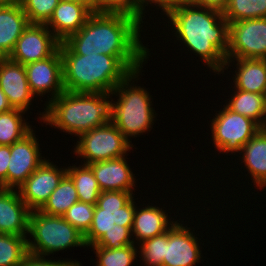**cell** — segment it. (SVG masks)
Instances as JSON below:
<instances>
[{
	"instance_id": "obj_1",
	"label": "cell",
	"mask_w": 266,
	"mask_h": 266,
	"mask_svg": "<svg viewBox=\"0 0 266 266\" xmlns=\"http://www.w3.org/2000/svg\"><path fill=\"white\" fill-rule=\"evenodd\" d=\"M166 17L168 26L172 24V33L175 32L173 37L201 57L210 71L223 75L229 47V22L222 12L187 2Z\"/></svg>"
},
{
	"instance_id": "obj_2",
	"label": "cell",
	"mask_w": 266,
	"mask_h": 266,
	"mask_svg": "<svg viewBox=\"0 0 266 266\" xmlns=\"http://www.w3.org/2000/svg\"><path fill=\"white\" fill-rule=\"evenodd\" d=\"M141 24L128 14L94 11L64 43L78 55H150L140 39Z\"/></svg>"
},
{
	"instance_id": "obj_3",
	"label": "cell",
	"mask_w": 266,
	"mask_h": 266,
	"mask_svg": "<svg viewBox=\"0 0 266 266\" xmlns=\"http://www.w3.org/2000/svg\"><path fill=\"white\" fill-rule=\"evenodd\" d=\"M59 49L63 86L70 92L111 93L131 72L143 68L150 56L78 55L64 42H60Z\"/></svg>"
},
{
	"instance_id": "obj_4",
	"label": "cell",
	"mask_w": 266,
	"mask_h": 266,
	"mask_svg": "<svg viewBox=\"0 0 266 266\" xmlns=\"http://www.w3.org/2000/svg\"><path fill=\"white\" fill-rule=\"evenodd\" d=\"M110 100V93L65 90L45 105V111L40 112L39 120L46 126L77 137L110 120Z\"/></svg>"
},
{
	"instance_id": "obj_5",
	"label": "cell",
	"mask_w": 266,
	"mask_h": 266,
	"mask_svg": "<svg viewBox=\"0 0 266 266\" xmlns=\"http://www.w3.org/2000/svg\"><path fill=\"white\" fill-rule=\"evenodd\" d=\"M142 72V68L131 72L110 93L111 97H119L117 102L112 98L110 100V121L133 147L131 137H140L143 133L150 132L157 115L155 108H152L153 98L147 88L134 84L141 78L139 76Z\"/></svg>"
},
{
	"instance_id": "obj_6",
	"label": "cell",
	"mask_w": 266,
	"mask_h": 266,
	"mask_svg": "<svg viewBox=\"0 0 266 266\" xmlns=\"http://www.w3.org/2000/svg\"><path fill=\"white\" fill-rule=\"evenodd\" d=\"M28 236V253L36 256L46 257L72 247L87 248L84 235L63 216H51L39 210L30 212Z\"/></svg>"
},
{
	"instance_id": "obj_7",
	"label": "cell",
	"mask_w": 266,
	"mask_h": 266,
	"mask_svg": "<svg viewBox=\"0 0 266 266\" xmlns=\"http://www.w3.org/2000/svg\"><path fill=\"white\" fill-rule=\"evenodd\" d=\"M133 192L103 191L95 205L93 221L84 235L86 246L94 245L113 227H132L136 210Z\"/></svg>"
},
{
	"instance_id": "obj_8",
	"label": "cell",
	"mask_w": 266,
	"mask_h": 266,
	"mask_svg": "<svg viewBox=\"0 0 266 266\" xmlns=\"http://www.w3.org/2000/svg\"><path fill=\"white\" fill-rule=\"evenodd\" d=\"M78 137L73 152L78 158L84 159L81 163L86 165L126 156L133 148L110 120Z\"/></svg>"
},
{
	"instance_id": "obj_9",
	"label": "cell",
	"mask_w": 266,
	"mask_h": 266,
	"mask_svg": "<svg viewBox=\"0 0 266 266\" xmlns=\"http://www.w3.org/2000/svg\"><path fill=\"white\" fill-rule=\"evenodd\" d=\"M214 115L209 121L211 137L217 152L222 154L240 153L244 144L262 128L254 120L231 111L225 105Z\"/></svg>"
},
{
	"instance_id": "obj_10",
	"label": "cell",
	"mask_w": 266,
	"mask_h": 266,
	"mask_svg": "<svg viewBox=\"0 0 266 266\" xmlns=\"http://www.w3.org/2000/svg\"><path fill=\"white\" fill-rule=\"evenodd\" d=\"M226 59H266V17L229 23Z\"/></svg>"
},
{
	"instance_id": "obj_11",
	"label": "cell",
	"mask_w": 266,
	"mask_h": 266,
	"mask_svg": "<svg viewBox=\"0 0 266 266\" xmlns=\"http://www.w3.org/2000/svg\"><path fill=\"white\" fill-rule=\"evenodd\" d=\"M59 45L60 41L45 24H29L8 58L25 66L52 56Z\"/></svg>"
},
{
	"instance_id": "obj_12",
	"label": "cell",
	"mask_w": 266,
	"mask_h": 266,
	"mask_svg": "<svg viewBox=\"0 0 266 266\" xmlns=\"http://www.w3.org/2000/svg\"><path fill=\"white\" fill-rule=\"evenodd\" d=\"M36 130L10 146L7 188L17 189L47 159L42 157ZM43 158V159H42Z\"/></svg>"
},
{
	"instance_id": "obj_13",
	"label": "cell",
	"mask_w": 266,
	"mask_h": 266,
	"mask_svg": "<svg viewBox=\"0 0 266 266\" xmlns=\"http://www.w3.org/2000/svg\"><path fill=\"white\" fill-rule=\"evenodd\" d=\"M50 159H46L27 179L18 187L21 199L32 210H39L48 200L51 193L67 174V167L58 168Z\"/></svg>"
},
{
	"instance_id": "obj_14",
	"label": "cell",
	"mask_w": 266,
	"mask_h": 266,
	"mask_svg": "<svg viewBox=\"0 0 266 266\" xmlns=\"http://www.w3.org/2000/svg\"><path fill=\"white\" fill-rule=\"evenodd\" d=\"M24 68L32 94L36 97H42L45 94L51 96L50 98L47 96L48 100L45 104L65 91L60 49L44 60L26 64Z\"/></svg>"
},
{
	"instance_id": "obj_15",
	"label": "cell",
	"mask_w": 266,
	"mask_h": 266,
	"mask_svg": "<svg viewBox=\"0 0 266 266\" xmlns=\"http://www.w3.org/2000/svg\"><path fill=\"white\" fill-rule=\"evenodd\" d=\"M178 221L168 229L163 266H196L203 259L199 238L193 233L192 227Z\"/></svg>"
},
{
	"instance_id": "obj_16",
	"label": "cell",
	"mask_w": 266,
	"mask_h": 266,
	"mask_svg": "<svg viewBox=\"0 0 266 266\" xmlns=\"http://www.w3.org/2000/svg\"><path fill=\"white\" fill-rule=\"evenodd\" d=\"M0 88L12 108L26 113L36 97L30 91L24 65L11 61L8 57L0 58Z\"/></svg>"
},
{
	"instance_id": "obj_17",
	"label": "cell",
	"mask_w": 266,
	"mask_h": 266,
	"mask_svg": "<svg viewBox=\"0 0 266 266\" xmlns=\"http://www.w3.org/2000/svg\"><path fill=\"white\" fill-rule=\"evenodd\" d=\"M93 12L87 3L60 1L45 25L60 42H64L85 25Z\"/></svg>"
},
{
	"instance_id": "obj_18",
	"label": "cell",
	"mask_w": 266,
	"mask_h": 266,
	"mask_svg": "<svg viewBox=\"0 0 266 266\" xmlns=\"http://www.w3.org/2000/svg\"><path fill=\"white\" fill-rule=\"evenodd\" d=\"M127 156L89 164L101 191H126L135 193L136 176Z\"/></svg>"
},
{
	"instance_id": "obj_19",
	"label": "cell",
	"mask_w": 266,
	"mask_h": 266,
	"mask_svg": "<svg viewBox=\"0 0 266 266\" xmlns=\"http://www.w3.org/2000/svg\"><path fill=\"white\" fill-rule=\"evenodd\" d=\"M30 212L17 189L0 188V233L28 236Z\"/></svg>"
},
{
	"instance_id": "obj_20",
	"label": "cell",
	"mask_w": 266,
	"mask_h": 266,
	"mask_svg": "<svg viewBox=\"0 0 266 266\" xmlns=\"http://www.w3.org/2000/svg\"><path fill=\"white\" fill-rule=\"evenodd\" d=\"M139 208L136 204L133 226L131 229L134 244L153 238L156 235L166 232L176 221L169 217L166 210L156 205L144 204ZM173 219V220H172ZM134 235V236H133ZM135 237V238H134ZM136 240V242H135Z\"/></svg>"
},
{
	"instance_id": "obj_21",
	"label": "cell",
	"mask_w": 266,
	"mask_h": 266,
	"mask_svg": "<svg viewBox=\"0 0 266 266\" xmlns=\"http://www.w3.org/2000/svg\"><path fill=\"white\" fill-rule=\"evenodd\" d=\"M232 62L233 65L236 62L232 77L235 89L257 94L266 93V59H226L224 70L233 66Z\"/></svg>"
},
{
	"instance_id": "obj_22",
	"label": "cell",
	"mask_w": 266,
	"mask_h": 266,
	"mask_svg": "<svg viewBox=\"0 0 266 266\" xmlns=\"http://www.w3.org/2000/svg\"><path fill=\"white\" fill-rule=\"evenodd\" d=\"M30 24L22 5H0V58L9 57Z\"/></svg>"
},
{
	"instance_id": "obj_23",
	"label": "cell",
	"mask_w": 266,
	"mask_h": 266,
	"mask_svg": "<svg viewBox=\"0 0 266 266\" xmlns=\"http://www.w3.org/2000/svg\"><path fill=\"white\" fill-rule=\"evenodd\" d=\"M242 156L241 162L248 171L253 185L256 189L266 187V128H261L251 139L242 147L239 153Z\"/></svg>"
},
{
	"instance_id": "obj_24",
	"label": "cell",
	"mask_w": 266,
	"mask_h": 266,
	"mask_svg": "<svg viewBox=\"0 0 266 266\" xmlns=\"http://www.w3.org/2000/svg\"><path fill=\"white\" fill-rule=\"evenodd\" d=\"M225 106L231 111L241 114L257 122L265 128L264 94H257L235 89ZM229 100V101H228Z\"/></svg>"
},
{
	"instance_id": "obj_25",
	"label": "cell",
	"mask_w": 266,
	"mask_h": 266,
	"mask_svg": "<svg viewBox=\"0 0 266 266\" xmlns=\"http://www.w3.org/2000/svg\"><path fill=\"white\" fill-rule=\"evenodd\" d=\"M67 175L74 182L80 202L96 205L102 192L89 165L81 164L67 167Z\"/></svg>"
},
{
	"instance_id": "obj_26",
	"label": "cell",
	"mask_w": 266,
	"mask_h": 266,
	"mask_svg": "<svg viewBox=\"0 0 266 266\" xmlns=\"http://www.w3.org/2000/svg\"><path fill=\"white\" fill-rule=\"evenodd\" d=\"M78 201L74 182L66 174L39 211L51 216H63Z\"/></svg>"
},
{
	"instance_id": "obj_27",
	"label": "cell",
	"mask_w": 266,
	"mask_h": 266,
	"mask_svg": "<svg viewBox=\"0 0 266 266\" xmlns=\"http://www.w3.org/2000/svg\"><path fill=\"white\" fill-rule=\"evenodd\" d=\"M24 114L16 108L0 113V145L11 146L33 130Z\"/></svg>"
},
{
	"instance_id": "obj_28",
	"label": "cell",
	"mask_w": 266,
	"mask_h": 266,
	"mask_svg": "<svg viewBox=\"0 0 266 266\" xmlns=\"http://www.w3.org/2000/svg\"><path fill=\"white\" fill-rule=\"evenodd\" d=\"M229 22L266 17V0H228L222 12Z\"/></svg>"
},
{
	"instance_id": "obj_29",
	"label": "cell",
	"mask_w": 266,
	"mask_h": 266,
	"mask_svg": "<svg viewBox=\"0 0 266 266\" xmlns=\"http://www.w3.org/2000/svg\"><path fill=\"white\" fill-rule=\"evenodd\" d=\"M136 244L123 246L120 248L107 249L104 247H91L96 254L95 266H133L137 261L138 247Z\"/></svg>"
},
{
	"instance_id": "obj_30",
	"label": "cell",
	"mask_w": 266,
	"mask_h": 266,
	"mask_svg": "<svg viewBox=\"0 0 266 266\" xmlns=\"http://www.w3.org/2000/svg\"><path fill=\"white\" fill-rule=\"evenodd\" d=\"M27 254V236L0 233V266H19Z\"/></svg>"
},
{
	"instance_id": "obj_31",
	"label": "cell",
	"mask_w": 266,
	"mask_h": 266,
	"mask_svg": "<svg viewBox=\"0 0 266 266\" xmlns=\"http://www.w3.org/2000/svg\"><path fill=\"white\" fill-rule=\"evenodd\" d=\"M168 242V230L138 244L140 258L146 266H163L165 244Z\"/></svg>"
},
{
	"instance_id": "obj_32",
	"label": "cell",
	"mask_w": 266,
	"mask_h": 266,
	"mask_svg": "<svg viewBox=\"0 0 266 266\" xmlns=\"http://www.w3.org/2000/svg\"><path fill=\"white\" fill-rule=\"evenodd\" d=\"M60 0H22L21 5L30 24H46Z\"/></svg>"
},
{
	"instance_id": "obj_33",
	"label": "cell",
	"mask_w": 266,
	"mask_h": 266,
	"mask_svg": "<svg viewBox=\"0 0 266 266\" xmlns=\"http://www.w3.org/2000/svg\"><path fill=\"white\" fill-rule=\"evenodd\" d=\"M94 210L95 205L78 201L66 211L63 218L85 235L91 227Z\"/></svg>"
},
{
	"instance_id": "obj_34",
	"label": "cell",
	"mask_w": 266,
	"mask_h": 266,
	"mask_svg": "<svg viewBox=\"0 0 266 266\" xmlns=\"http://www.w3.org/2000/svg\"><path fill=\"white\" fill-rule=\"evenodd\" d=\"M93 11L124 13L135 17L141 22L139 0H93Z\"/></svg>"
},
{
	"instance_id": "obj_35",
	"label": "cell",
	"mask_w": 266,
	"mask_h": 266,
	"mask_svg": "<svg viewBox=\"0 0 266 266\" xmlns=\"http://www.w3.org/2000/svg\"><path fill=\"white\" fill-rule=\"evenodd\" d=\"M132 227H113L92 246L90 247H104L107 249L120 248L127 245L134 244L131 234Z\"/></svg>"
},
{
	"instance_id": "obj_36",
	"label": "cell",
	"mask_w": 266,
	"mask_h": 266,
	"mask_svg": "<svg viewBox=\"0 0 266 266\" xmlns=\"http://www.w3.org/2000/svg\"><path fill=\"white\" fill-rule=\"evenodd\" d=\"M46 257L36 256L28 253L22 263L19 266H70L82 264L76 259L73 261L72 259H63L60 258L57 260L45 259Z\"/></svg>"
},
{
	"instance_id": "obj_37",
	"label": "cell",
	"mask_w": 266,
	"mask_h": 266,
	"mask_svg": "<svg viewBox=\"0 0 266 266\" xmlns=\"http://www.w3.org/2000/svg\"><path fill=\"white\" fill-rule=\"evenodd\" d=\"M140 1V7H141V23H143L144 21V15H145V8L146 6L148 7L149 4L151 6H153L152 4H154L155 6L159 7V9H161L163 13V15H168L171 11L179 8L181 5L189 2V0H139Z\"/></svg>"
},
{
	"instance_id": "obj_38",
	"label": "cell",
	"mask_w": 266,
	"mask_h": 266,
	"mask_svg": "<svg viewBox=\"0 0 266 266\" xmlns=\"http://www.w3.org/2000/svg\"><path fill=\"white\" fill-rule=\"evenodd\" d=\"M10 146L0 145V187L7 188V169L10 161Z\"/></svg>"
},
{
	"instance_id": "obj_39",
	"label": "cell",
	"mask_w": 266,
	"mask_h": 266,
	"mask_svg": "<svg viewBox=\"0 0 266 266\" xmlns=\"http://www.w3.org/2000/svg\"><path fill=\"white\" fill-rule=\"evenodd\" d=\"M189 2L196 6L212 8L223 12L228 0H189Z\"/></svg>"
},
{
	"instance_id": "obj_40",
	"label": "cell",
	"mask_w": 266,
	"mask_h": 266,
	"mask_svg": "<svg viewBox=\"0 0 266 266\" xmlns=\"http://www.w3.org/2000/svg\"><path fill=\"white\" fill-rule=\"evenodd\" d=\"M13 109L8 102V99L4 92L0 88V113Z\"/></svg>"
},
{
	"instance_id": "obj_41",
	"label": "cell",
	"mask_w": 266,
	"mask_h": 266,
	"mask_svg": "<svg viewBox=\"0 0 266 266\" xmlns=\"http://www.w3.org/2000/svg\"><path fill=\"white\" fill-rule=\"evenodd\" d=\"M21 2L22 0H0V5H17Z\"/></svg>"
},
{
	"instance_id": "obj_42",
	"label": "cell",
	"mask_w": 266,
	"mask_h": 266,
	"mask_svg": "<svg viewBox=\"0 0 266 266\" xmlns=\"http://www.w3.org/2000/svg\"><path fill=\"white\" fill-rule=\"evenodd\" d=\"M60 1L83 2L87 3L93 9V0H60Z\"/></svg>"
},
{
	"instance_id": "obj_43",
	"label": "cell",
	"mask_w": 266,
	"mask_h": 266,
	"mask_svg": "<svg viewBox=\"0 0 266 266\" xmlns=\"http://www.w3.org/2000/svg\"><path fill=\"white\" fill-rule=\"evenodd\" d=\"M264 113H265V127H266V93L264 94Z\"/></svg>"
}]
</instances>
